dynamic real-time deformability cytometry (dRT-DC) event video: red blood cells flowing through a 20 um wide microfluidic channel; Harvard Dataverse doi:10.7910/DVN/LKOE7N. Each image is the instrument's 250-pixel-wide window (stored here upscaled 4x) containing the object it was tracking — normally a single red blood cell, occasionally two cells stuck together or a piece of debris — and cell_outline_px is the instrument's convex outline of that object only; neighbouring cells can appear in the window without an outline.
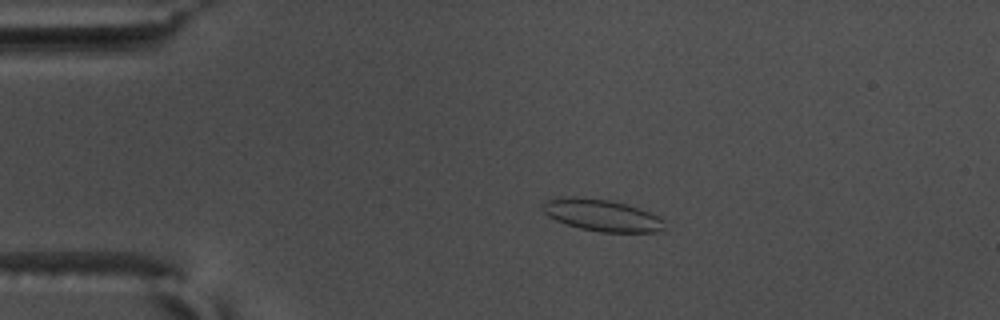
{"species": "common noctule bat (a hibernating species)", "species_latin": "Nyctalus noctula", "temperature_condition": "warm", "stored_images_in_passage": 50, "camera_frame_rate_fps": 3000, "um_per_image_px": 0.085, "animal": {"sex": "male", "body_mass_g": 17.5, "forearm_length_mm": 52.3}, "frame": {"image": 1, "passage_image": 6, "time_ms": 1.667, "image_size_px": [1000, 320], "cell_outline_px": [[664, 232], [600, 232], [580, 228], [556, 220], [548, 216], [544, 212], [540, 204], [544, 200], [564, 196], [572, 196], [608, 200], [624, 204], [660, 216], [664, 220]], "centroid_in_image_um": [51.14, 18.3], "position_along_channel_um": 33.9, "area_um2": 22.6}}
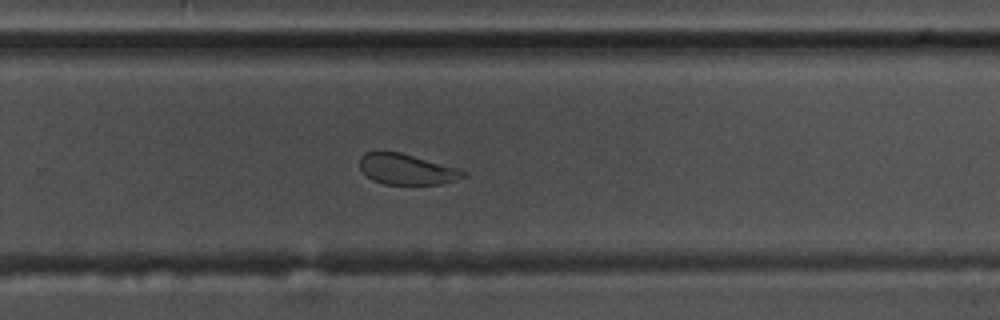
{"frame": {"image": 2, "passage_image": 31, "time_ms": 10.0, "image_size_px": [1000, 320], "cell_outline_px": [[468, 172], [464, 176], [444, 184], [384, 184], [372, 180], [360, 168], [360, 156], [364, 152], [400, 152], [460, 168]], "centroid_in_image_um": [34.59, 14.38], "position_along_channel_um": 295.2, "area_um2": 18.5}}
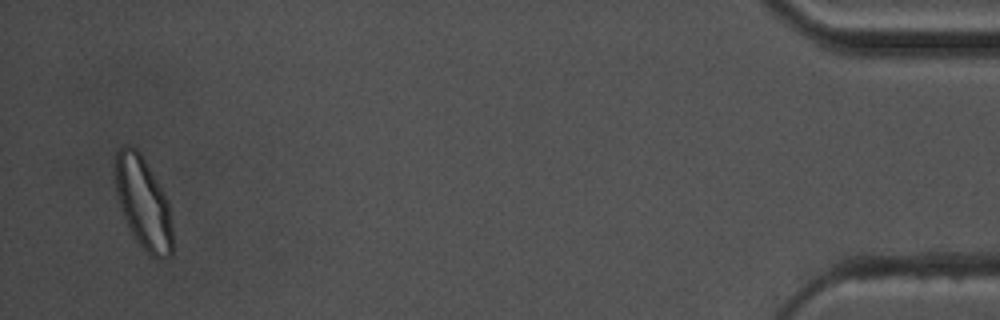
{"frame": {"image": 3, "passage_image": 48, "time_ms": 15.667, "image_size_px": [1000, 320], "cell_outline_px": [[172, 256], [160, 260], [156, 260], [148, 256], [144, 252], [128, 228], [120, 208], [116, 192], [112, 172], [116, 152], [124, 144], [128, 144], [136, 148], [140, 152], [168, 200], [172, 228]], "centroid_in_image_um": [12.14, 17.27], "position_along_channel_um": 423.1, "area_um2": 31.56}, "authors_computed_cell_mechanics": {"area_um2": 21.097, "velocity_mm_per_s": 3.697, "shape_relaxation_time_tau1_ms": 4.4148, "shape_relaxation_time_tau2_ms": 0.8956, "deformation_change_tau1": 0.097, "deformation_change_tau2": 0.0638}}